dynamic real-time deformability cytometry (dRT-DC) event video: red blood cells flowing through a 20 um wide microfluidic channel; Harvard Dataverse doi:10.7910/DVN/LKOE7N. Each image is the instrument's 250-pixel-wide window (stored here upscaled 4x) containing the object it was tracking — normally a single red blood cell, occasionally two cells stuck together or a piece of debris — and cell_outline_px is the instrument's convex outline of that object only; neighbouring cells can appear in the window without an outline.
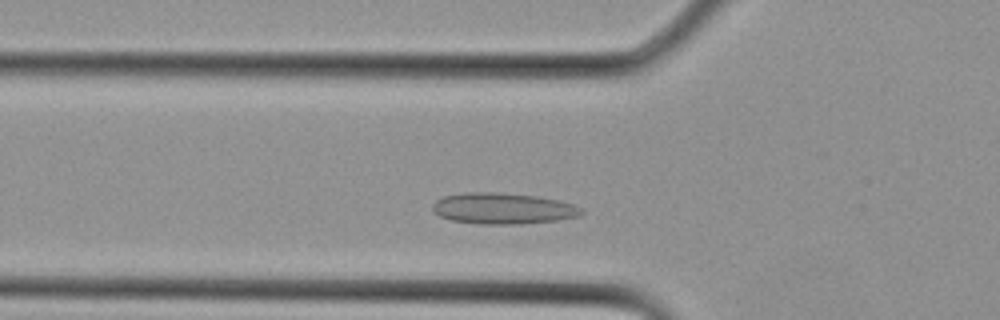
{"species": "Egyptian fruit bat (a non-hibernating species)", "species_latin": "Rousettus aegyptiacus", "temperature_condition": "cold", "stored_images_in_passage": 23, "camera_frame_rate_fps": 3000, "um_per_image_px": 0.085, "animal": {"sex": "female"}, "frame": {"image": 1, "passage_image": 4, "time_ms": 1.0, "image_size_px": [1000, 320], "cell_outline_px": [[584, 212], [576, 216], [556, 220], [516, 224], [480, 224], [452, 220], [440, 216], [432, 208], [432, 204], [436, 200], [444, 196], [464, 192], [496, 192], [536, 196], [560, 200], [572, 204], [580, 208]], "centroid_in_image_um": [42.72, 17.71], "position_along_channel_um": 83.1, "area_um2": 26.76}}
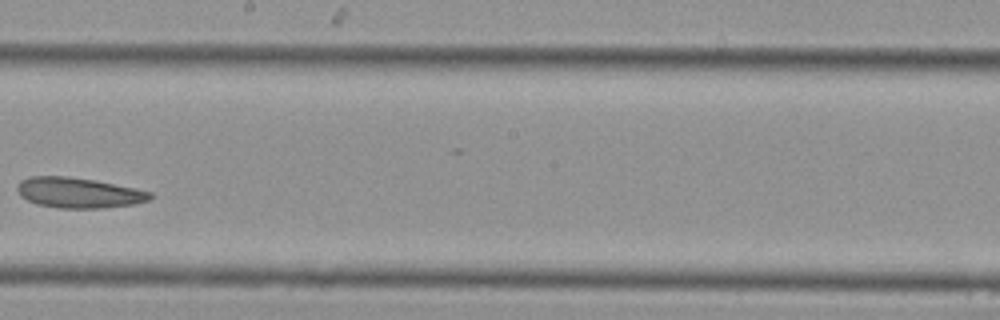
{"frame": {"image": 2, "passage_image": 11, "time_ms": 3.333, "image_size_px": [1000, 320], "cell_outline_px": [[152, 200], [132, 204], [100, 208], [56, 208], [36, 204], [20, 196], [16, 188], [20, 180], [28, 176], [64, 176], [92, 180], [152, 192]], "centroid_in_image_um": [6.63, 16.39], "position_along_channel_um": 241.6, "area_um2": 23.35}}
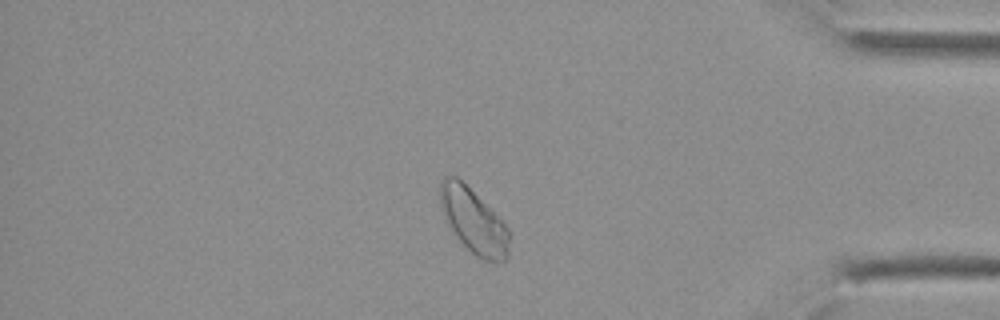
{"frame": {"image": 3, "passage_image": 19, "time_ms": 6.0, "image_size_px": [1000, 320], "cell_outline_px": [[508, 252], [504, 260], [484, 260], [476, 256], [456, 236], [448, 224], [440, 208], [440, 180], [444, 176], [456, 176], [500, 216], [504, 220], [508, 228]], "centroid_in_image_um": [40.24, 18.73], "position_along_channel_um": 395.0, "area_um2": 25.72}}